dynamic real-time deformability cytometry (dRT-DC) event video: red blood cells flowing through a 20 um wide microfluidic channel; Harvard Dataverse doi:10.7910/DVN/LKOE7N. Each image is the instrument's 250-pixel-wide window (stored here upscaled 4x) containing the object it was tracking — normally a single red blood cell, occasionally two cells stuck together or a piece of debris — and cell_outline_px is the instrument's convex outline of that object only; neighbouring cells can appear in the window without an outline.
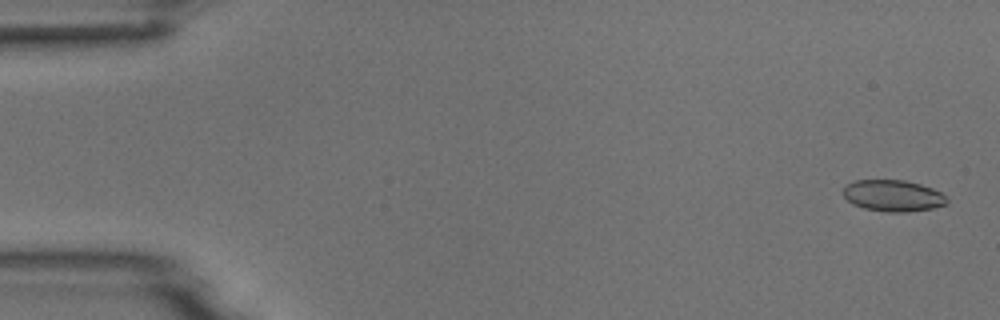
{"species": "common noctule bat (a hibernating species)", "species_latin": "Nyctalus noctula", "temperature_condition": "room temperature", "stored_images_in_passage": 5, "camera_frame_rate_fps": 3000, "um_per_image_px": 0.085, "animal": {"sex": "male", "body_mass_g": 18.8}, "frame": {"image": 1, "passage_image": 1, "time_ms": 0.0, "image_size_px": [1000, 320], "cell_outline_px": [[948, 204], [932, 208], [908, 212], [888, 212], [864, 208], [852, 204], [844, 196], [844, 188], [848, 184], [856, 180], [904, 180], [920, 184], [932, 188], [940, 192], [948, 200]], "centroid_in_image_um": [75.92, 16.64], "position_along_channel_um": 9.1, "area_um2": 18.9}}
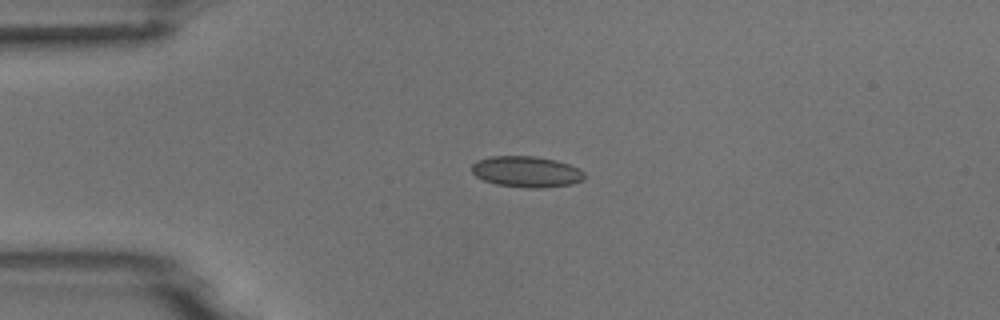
{"frame": {"image": 2, "passage_image": 4, "time_ms": 3.667, "image_size_px": [1000, 320], "cell_outline_px": [[584, 180], [572, 184], [540, 188], [528, 188], [496, 184], [484, 180], [476, 176], [472, 172], [472, 164], [476, 160], [488, 156], [536, 156], [556, 160], [580, 168], [584, 172]], "centroid_in_image_um": [44.75, 14.59], "position_along_channel_um": 40.2, "area_um2": 20.52}}